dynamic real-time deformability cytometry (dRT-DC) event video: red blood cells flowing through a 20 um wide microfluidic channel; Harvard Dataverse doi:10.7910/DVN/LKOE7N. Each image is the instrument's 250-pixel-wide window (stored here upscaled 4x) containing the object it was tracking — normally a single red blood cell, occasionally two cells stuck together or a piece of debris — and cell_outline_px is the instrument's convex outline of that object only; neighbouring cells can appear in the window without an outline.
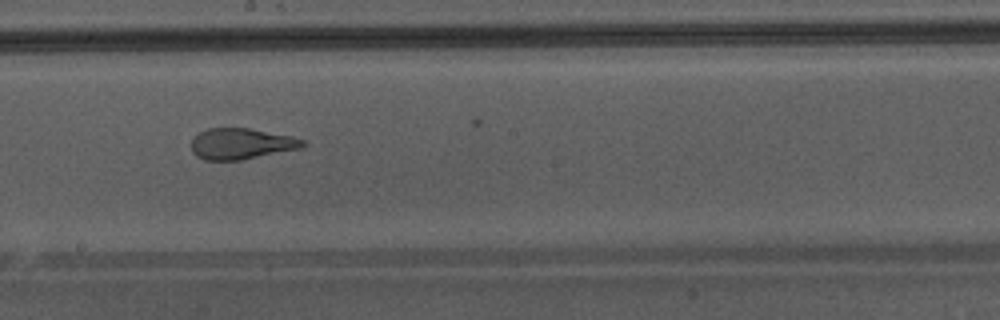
{"species": "Egyptian fruit bat (a non-hibernating species)", "species_latin": "Rousettus aegyptiacus", "temperature_condition": "warm", "stored_images_in_passage": 27, "camera_frame_rate_fps": 3000, "um_per_image_px": 0.085, "animal": {"sex": "male"}, "frame": {"image": 1, "passage_image": 12, "time_ms": 3.667, "image_size_px": [1000, 320], "cell_outline_px": [[308, 144], [300, 148], [240, 160], [204, 160], [196, 156], [192, 152], [192, 140], [200, 132], [208, 128], [248, 128], [292, 136], [304, 140]], "centroid_in_image_um": [20.51, 12.22], "position_along_channel_um": 227.7, "area_um2": 20.0}}